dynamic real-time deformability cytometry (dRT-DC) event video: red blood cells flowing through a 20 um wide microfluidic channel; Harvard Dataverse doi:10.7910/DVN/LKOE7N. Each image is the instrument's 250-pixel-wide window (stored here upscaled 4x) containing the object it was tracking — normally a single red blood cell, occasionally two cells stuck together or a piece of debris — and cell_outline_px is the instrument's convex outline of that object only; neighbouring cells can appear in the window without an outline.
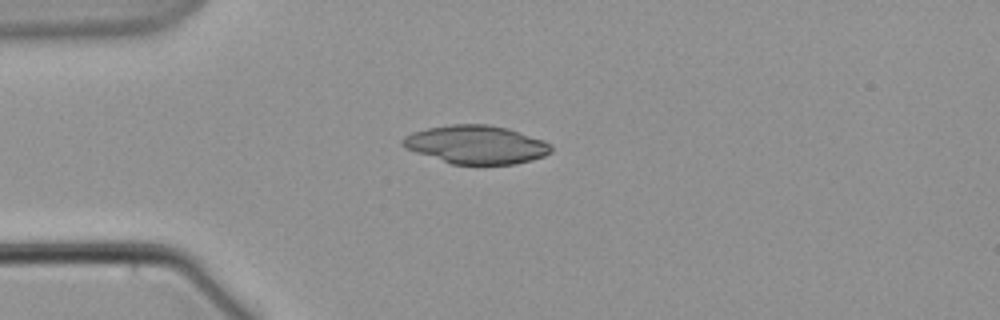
{"species": "common noctule bat (a hibernating species)", "species_latin": "Nyctalus noctula", "temperature_condition": "warm", "stored_images_in_passage": 1, "camera_frame_rate_fps": 3000, "um_per_image_px": 0.085, "animal": {"sex": "male", "body_mass_g": 21.5, "forearm_length_mm": 52.0}, "frame": {"image": 1, "passage_image": 1, "time_ms": 0.0, "image_size_px": [1000, 320], "cell_outline_px": [[552, 152], [544, 156], [532, 160], [516, 164], [452, 164], [404, 148], [400, 144], [400, 140], [404, 136], [412, 132], [428, 128], [452, 124], [488, 124], [508, 128], [544, 140], [552, 144]], "centroid_in_image_um": [40.48, 12.29], "position_along_channel_um": 44.5, "area_um2": 33.35}}